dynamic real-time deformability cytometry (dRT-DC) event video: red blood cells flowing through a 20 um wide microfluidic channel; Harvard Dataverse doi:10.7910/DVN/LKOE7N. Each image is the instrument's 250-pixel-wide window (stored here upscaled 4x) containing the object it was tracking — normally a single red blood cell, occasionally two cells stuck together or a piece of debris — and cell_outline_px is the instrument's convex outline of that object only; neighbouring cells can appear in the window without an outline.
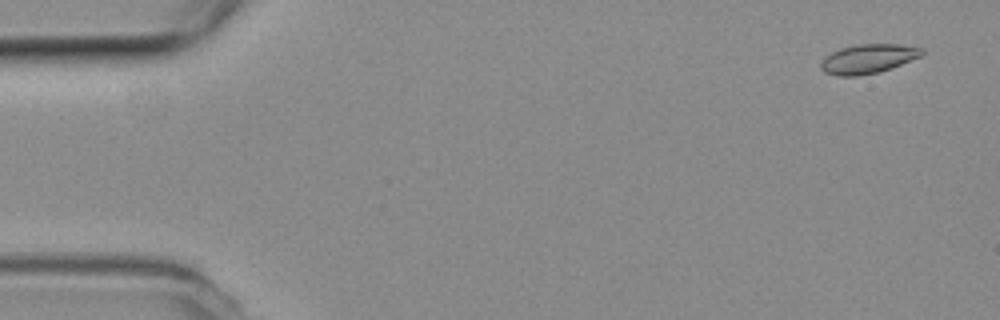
{"species": "common noctule bat (a hibernating species)", "species_latin": "Nyctalus noctula", "temperature_condition": "room temperature", "stored_images_in_passage": 5, "camera_frame_rate_fps": 3000, "um_per_image_px": 0.085, "animal": {"sex": "female", "body_mass_g": 19.3, "forearm_length_mm": 54.1}, "frame": {"image": 1, "passage_image": 1, "time_ms": 0.0, "image_size_px": [1000, 320], "cell_outline_px": [[924, 52], [920, 56], [892, 68], [880, 72], [856, 76], [836, 76], [824, 72], [820, 68], [820, 64], [832, 52], [840, 48], [860, 44], [900, 44], [924, 48]], "centroid_in_image_um": [73.81, 5.0], "position_along_channel_um": 11.2, "area_um2": 17.17}}
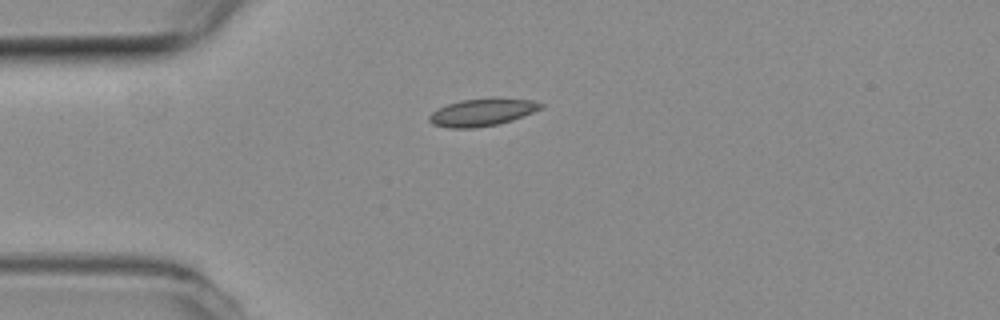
{"frame": {"image": 2, "passage_image": 4, "time_ms": 1.0, "image_size_px": [1000, 320], "cell_outline_px": [[544, 104], [540, 108], [524, 116], [500, 124], [472, 128], [452, 128], [432, 124], [428, 120], [428, 116], [436, 108], [460, 100], [500, 96], [532, 100]], "centroid_in_image_um": [40.98, 9.52], "position_along_channel_um": 44.0, "area_um2": 18.21}}